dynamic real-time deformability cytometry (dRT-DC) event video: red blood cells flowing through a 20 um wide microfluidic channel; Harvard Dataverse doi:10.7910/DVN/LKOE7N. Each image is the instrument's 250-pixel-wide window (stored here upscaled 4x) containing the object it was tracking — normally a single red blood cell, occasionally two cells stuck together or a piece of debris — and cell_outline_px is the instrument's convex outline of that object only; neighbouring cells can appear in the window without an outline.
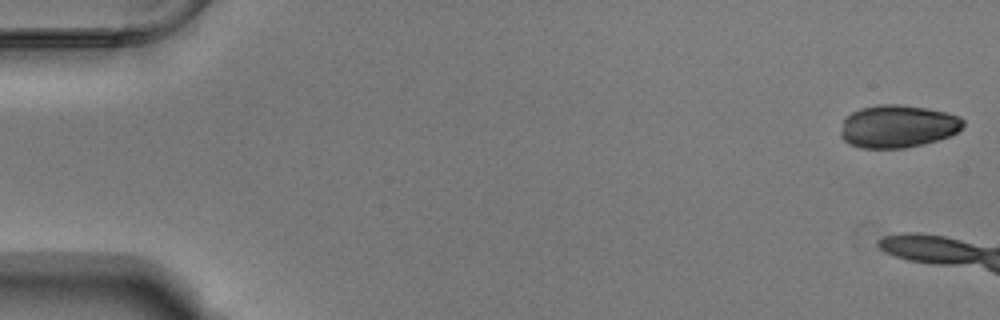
{"species": "Egyptian fruit bat (a non-hibernating species)", "species_latin": "Rousettus aegyptiacus", "temperature_condition": "warm", "stored_images_in_passage": 13, "camera_frame_rate_fps": 3000, "um_per_image_px": 0.085, "animal": {"sex": "male"}, "frame": {"image": 1, "passage_image": 1, "time_ms": 0.0, "image_size_px": [1000, 320], "cell_outline_px": [[964, 128], [952, 136], [924, 144], [904, 148], [860, 148], [844, 140], [840, 136], [840, 132], [844, 116], [860, 108], [880, 104], [900, 104], [928, 108], [948, 112], [960, 116], [964, 120]], "centroid_in_image_um": [76.34, 10.73], "position_along_channel_um": 8.7, "area_um2": 31.04}}